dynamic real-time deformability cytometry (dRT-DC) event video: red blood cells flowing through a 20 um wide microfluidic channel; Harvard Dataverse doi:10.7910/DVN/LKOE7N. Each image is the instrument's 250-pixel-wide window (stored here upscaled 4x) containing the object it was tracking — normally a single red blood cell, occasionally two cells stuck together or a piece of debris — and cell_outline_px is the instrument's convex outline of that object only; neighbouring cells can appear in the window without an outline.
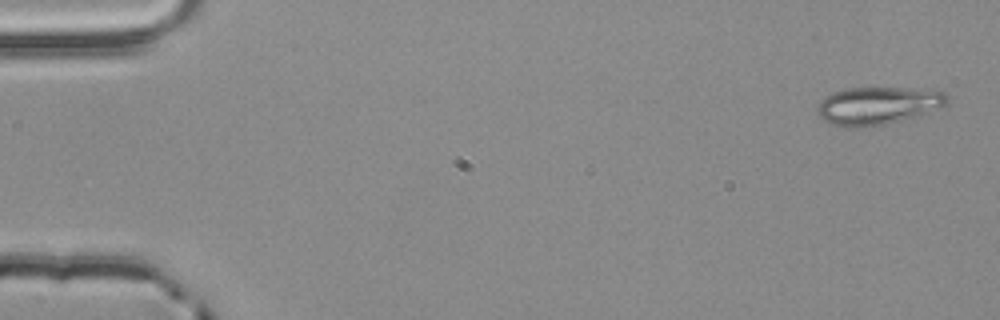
{"species": "common noctule bat (a hibernating species)", "species_latin": "Nyctalus noctula", "temperature_condition": "room temperature", "stored_images_in_passage": 4, "camera_frame_rate_fps": 3000, "um_per_image_px": 0.085, "animal": {"sex": "male", "body_mass_g": 20.4}, "frame": {"image": 1, "passage_image": 1, "time_ms": 0.0, "image_size_px": [1000, 320], "cell_outline_px": [[948, 104], [940, 108], [920, 116], [884, 124], [856, 128], [852, 128], [836, 124], [824, 120], [820, 116], [816, 108], [820, 100], [824, 96], [832, 92], [848, 88], [904, 88], [944, 92], [948, 96]], "centroid_in_image_um": [74.62, 8.98], "position_along_channel_um": 10.4, "area_um2": 28.5}}